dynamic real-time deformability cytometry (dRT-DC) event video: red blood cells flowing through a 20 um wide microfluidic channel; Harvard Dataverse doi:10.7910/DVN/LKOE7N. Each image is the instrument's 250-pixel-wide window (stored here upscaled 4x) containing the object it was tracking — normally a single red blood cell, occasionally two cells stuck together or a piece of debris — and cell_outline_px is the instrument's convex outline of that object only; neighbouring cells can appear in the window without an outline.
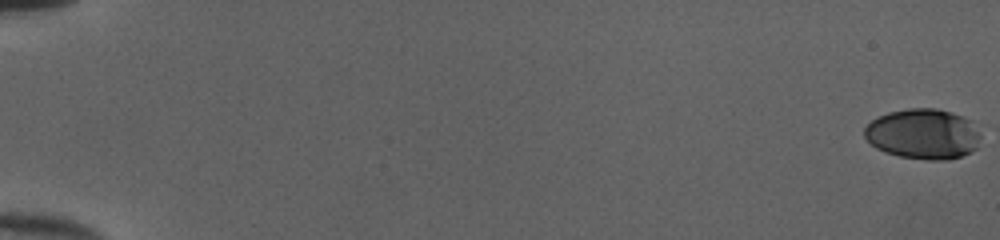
{"species": "human", "species_latin": "Homo sapiens", "temperature_condition": "cold", "stored_images_in_passage": 53, "camera_frame_rate_fps": 3000, "um_per_image_px": 0.085, "donor": {"sex": "female"}, "frame": {"image": 1, "passage_image": 1, "time_ms": 0.0, "image_size_px": [1000, 240], "cell_outline_px": [[980, 136], [976, 148], [972, 152], [948, 160], [928, 160], [900, 156], [876, 148], [864, 136], [864, 128], [872, 120], [888, 112], [908, 108], [936, 108], [952, 112], [964, 116], [972, 120]], "centroid_in_image_um": [78.49, 11.38], "position_along_channel_um": 6.5, "area_um2": 34.1}}
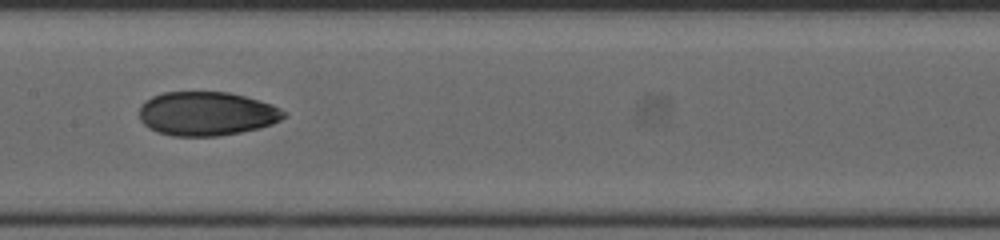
{"frame": {"image": 2, "passage_image": 30, "time_ms": 9.667, "image_size_px": [1000, 240], "cell_outline_px": [[288, 112], [280, 120], [272, 124], [260, 128], [220, 136], [172, 136], [156, 132], [148, 128], [140, 120], [140, 104], [144, 100], [152, 96], [164, 92], [228, 92], [244, 96], [272, 104]], "centroid_in_image_um": [17.55, 9.66], "position_along_channel_um": 189.9, "area_um2": 37.28}}
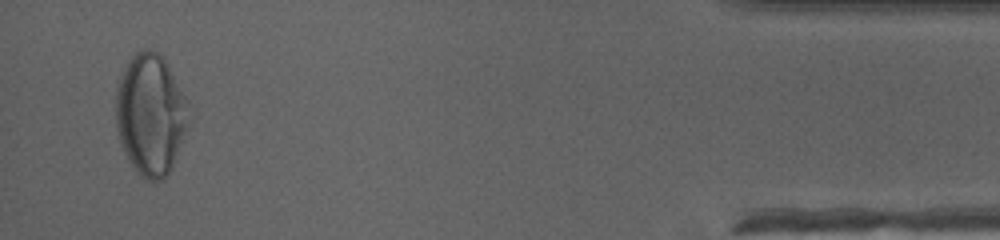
{"frame": {"image": 3, "passage_image": 52, "time_ms": 17.0, "image_size_px": [1000, 240], "cell_outline_px": [[192, 120], [172, 168], [164, 180], [148, 180], [128, 160], [120, 144], [116, 124], [116, 84], [128, 60], [136, 52], [144, 48], [152, 48], [168, 64], [188, 100]], "centroid_in_image_um": [12.84, 9.71], "position_along_channel_um": 422.4, "area_um2": 52.25}, "authors_computed_cell_mechanics": {"area_um2": 36.5296, "velocity_mm_per_s": 4.0492, "shape_relaxation_time_tau1_ms": 8.1841, "shape_relaxation_time_tau2_ms": 3.2942, "deformation_change_tau1": 0.241, "deformation_change_tau2": 0.0538}}